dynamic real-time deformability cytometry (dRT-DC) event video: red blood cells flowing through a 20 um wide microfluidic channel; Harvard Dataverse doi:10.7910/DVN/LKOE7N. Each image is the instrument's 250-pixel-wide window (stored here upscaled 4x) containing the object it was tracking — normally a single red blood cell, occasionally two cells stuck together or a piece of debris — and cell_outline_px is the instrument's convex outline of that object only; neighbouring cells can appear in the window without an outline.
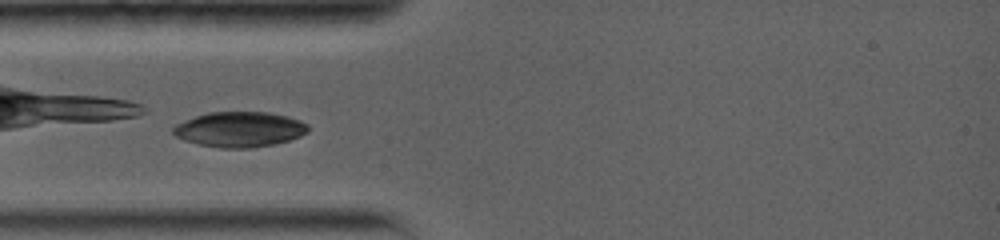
{"species": "common noctule bat (a hibernating species)", "species_latin": "Nyctalus noctula", "temperature_condition": "warm", "stored_images_in_passage": 3, "camera_frame_rate_fps": 5000, "um_per_image_px": 0.085, "animal": {"sex": "female", "body_mass_g": 19.0, "forearm_length_mm": 56.7}, "frame": {"image": 1, "passage_image": 1, "time_ms": 0.0, "image_size_px": [1000, 240], "cell_outline_px": [[308, 132], [300, 136], [288, 140], [272, 144], [248, 148], [220, 148], [200, 144], [184, 140], [176, 136], [172, 132], [172, 128], [176, 124], [184, 120], [208, 112], [268, 112], [288, 116], [300, 120], [308, 124]], "centroid_in_image_um": [20.36, 10.99], "position_along_channel_um": 64.6, "area_um2": 27.63}}
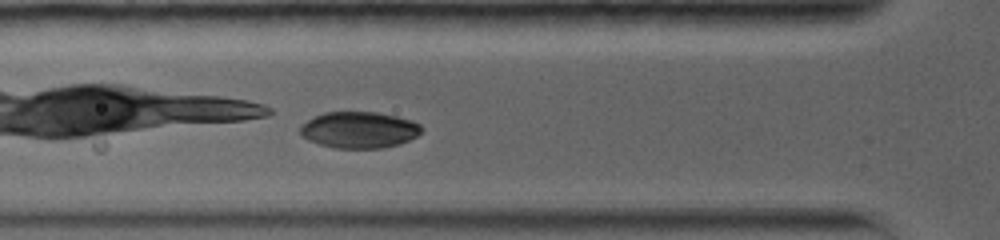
{"frame": {"image": 2, "passage_image": 2, "time_ms": 0.8, "image_size_px": [1000, 240], "cell_outline_px": [[424, 128], [416, 136], [400, 144], [380, 148], [336, 148], [320, 144], [308, 140], [300, 136], [300, 128], [308, 120], [324, 112], [376, 112], [396, 116], [412, 120], [420, 124]], "centroid_in_image_um": [30.54, 11.04], "position_along_channel_um": 95.3, "area_um2": 25.66}}
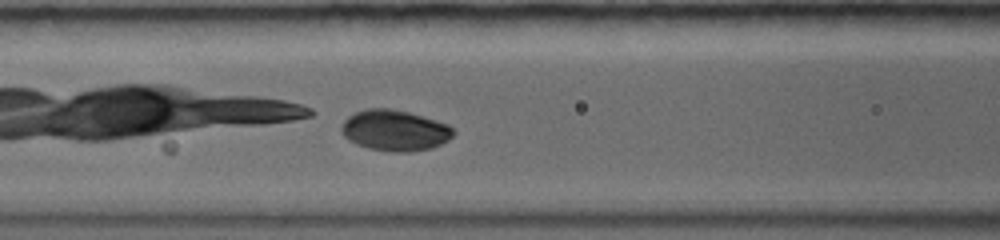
{"frame": {"image": 3, "passage_image": 3, "time_ms": 1.8, "image_size_px": [1000, 240], "cell_outline_px": [[456, 132], [448, 140], [432, 148], [408, 152], [392, 152], [368, 148], [356, 144], [348, 140], [340, 132], [340, 128], [344, 120], [348, 116], [364, 108], [388, 108], [408, 112], [436, 120], [448, 124]], "centroid_in_image_um": [33.53, 11.08], "position_along_channel_um": 133.1, "area_um2": 26.82}}